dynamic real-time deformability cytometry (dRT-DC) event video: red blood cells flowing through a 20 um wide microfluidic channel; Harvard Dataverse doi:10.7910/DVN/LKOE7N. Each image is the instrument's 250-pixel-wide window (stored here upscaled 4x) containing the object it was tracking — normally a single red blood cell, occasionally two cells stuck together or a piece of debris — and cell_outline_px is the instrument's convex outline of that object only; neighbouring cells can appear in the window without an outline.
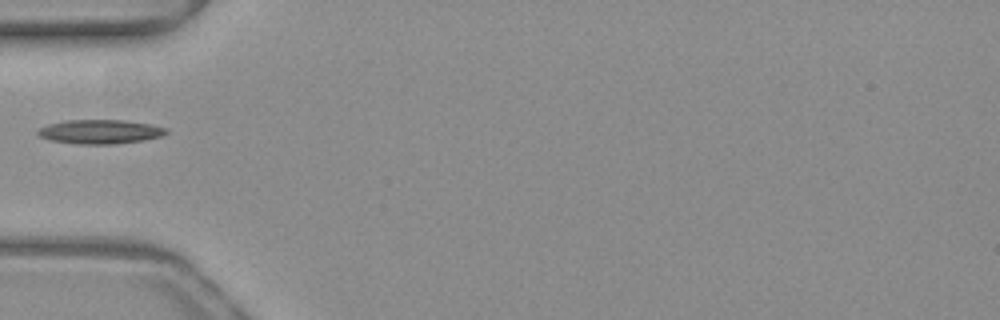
{"species": "common noctule bat (a hibernating species)", "species_latin": "Nyctalus noctula", "temperature_condition": "warm", "stored_images_in_passage": 35, "camera_frame_rate_fps": 3000, "um_per_image_px": 0.085, "animal": {"sex": "female", "body_mass_g": 19.3, "forearm_length_mm": 54.1}, "frame": {"image": 1, "passage_image": 1, "time_ms": 0.0, "image_size_px": [1000, 320], "cell_outline_px": [[168, 132], [160, 136], [144, 140], [116, 144], [76, 144], [52, 140], [40, 136], [36, 132], [40, 128], [48, 124], [64, 120], [128, 120], [152, 124], [168, 128]], "centroid_in_image_um": [8.54, 11.19], "position_along_channel_um": 76.5, "area_um2": 18.15}}
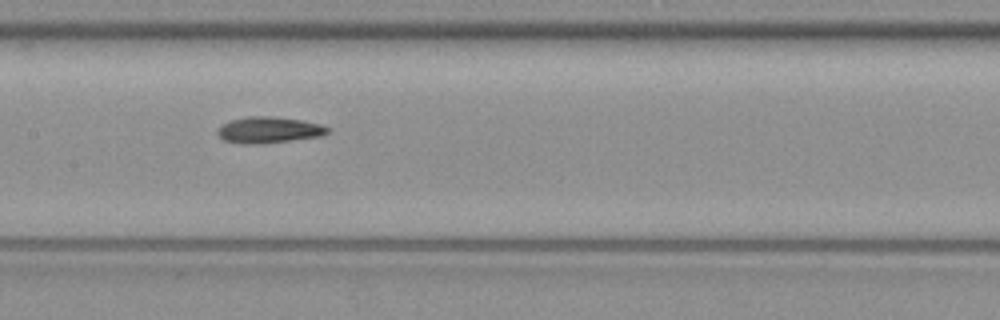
{"frame": {"image": 2, "passage_image": 9, "time_ms": 2.667, "image_size_px": [1000, 320], "cell_outline_px": [[328, 132], [320, 136], [256, 144], [244, 144], [224, 140], [216, 132], [228, 120], [248, 116], [272, 116], [300, 120], [320, 124], [328, 128]], "centroid_in_image_um": [22.81, 11.03], "position_along_channel_um": 184.6, "area_um2": 16.47}}
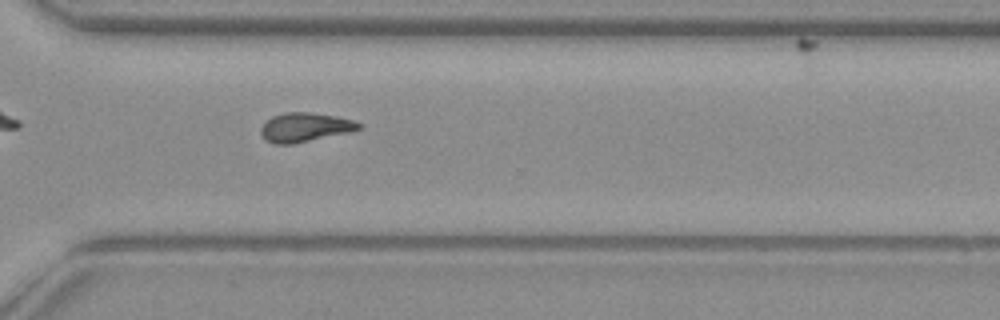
{"frame": {"image": 3, "passage_image": 21, "time_ms": 6.667, "image_size_px": [1000, 320], "cell_outline_px": [[360, 128], [352, 132], [292, 144], [276, 144], [268, 140], [260, 132], [260, 128], [264, 120], [272, 116], [284, 112], [308, 112], [336, 116], [352, 120], [360, 124]], "centroid_in_image_um": [25.89, 10.81], "position_along_channel_um": 344.7, "area_um2": 16.59}}